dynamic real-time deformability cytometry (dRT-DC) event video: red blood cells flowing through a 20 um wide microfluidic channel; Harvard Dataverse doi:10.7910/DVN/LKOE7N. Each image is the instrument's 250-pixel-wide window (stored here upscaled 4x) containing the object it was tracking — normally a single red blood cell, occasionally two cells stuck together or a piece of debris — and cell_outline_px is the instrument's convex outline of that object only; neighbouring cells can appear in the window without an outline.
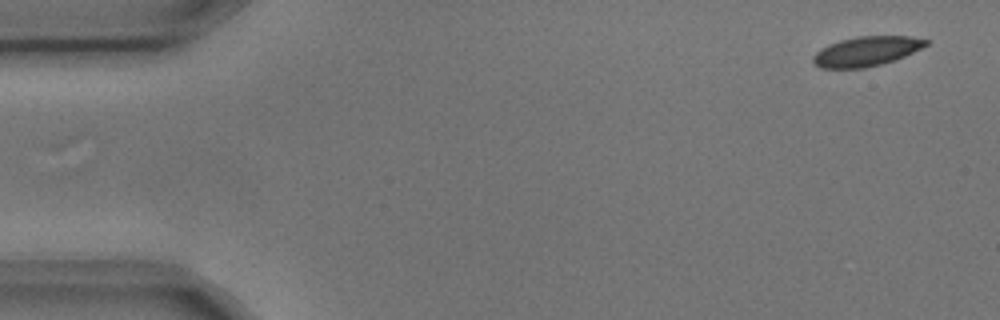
{"species": "common noctule bat (a hibernating species)", "species_latin": "Nyctalus noctula", "temperature_condition": "cold", "stored_images_in_passage": 8, "camera_frame_rate_fps": 3000, "um_per_image_px": 0.085, "animal": {"sex": "male", "body_mass_g": 17.9, "forearm_length_mm": 54.2}, "frame": {"image": 1, "passage_image": 1, "time_ms": 0.0, "image_size_px": [1000, 320], "cell_outline_px": [[928, 44], [896, 60], [864, 68], [820, 68], [812, 64], [812, 56], [816, 52], [828, 44], [840, 40], [856, 36], [912, 36], [928, 40]], "centroid_in_image_um": [73.6, 4.36], "position_along_channel_um": 11.4, "area_um2": 19.54}}